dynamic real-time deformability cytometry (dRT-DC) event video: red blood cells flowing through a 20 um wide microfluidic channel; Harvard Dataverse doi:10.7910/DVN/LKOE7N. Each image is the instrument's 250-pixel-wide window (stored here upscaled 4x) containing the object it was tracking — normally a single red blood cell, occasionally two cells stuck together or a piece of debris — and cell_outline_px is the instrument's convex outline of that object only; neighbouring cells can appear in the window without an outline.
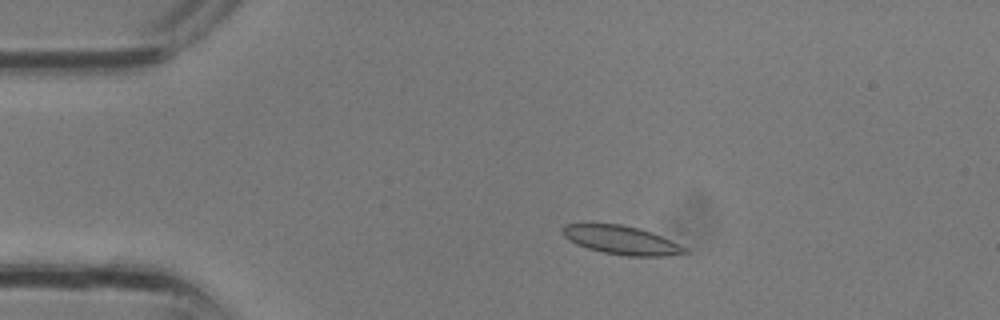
{"species": "common noctule bat (a hibernating species)", "species_latin": "Nyctalus noctula", "temperature_condition": "room temperature", "stored_images_in_passage": 23, "camera_frame_rate_fps": 3000, "um_per_image_px": 0.085, "animal": {"sex": "male", "body_mass_g": 13.3}, "frame": {"image": 1, "passage_image": 6, "time_ms": 1.667, "image_size_px": [1000, 320], "cell_outline_px": [[692, 252], [668, 256], [628, 256], [604, 252], [588, 248], [576, 244], [568, 240], [564, 236], [560, 228], [564, 224], [620, 224], [640, 228], [652, 232], [688, 248]], "centroid_in_image_um": [52.84, 20.41], "position_along_channel_um": 32.2, "area_um2": 20.46}}
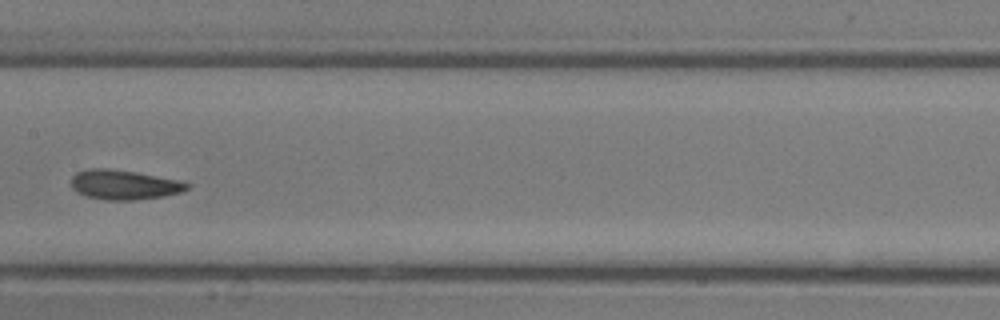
{"frame": {"image": 2, "passage_image": 16, "time_ms": 5.0, "image_size_px": [1000, 320], "cell_outline_px": [[192, 184], [188, 188], [180, 192], [164, 196], [132, 200], [104, 200], [88, 196], [76, 192], [72, 188], [72, 176], [76, 172], [88, 168], [108, 168], [136, 172], [180, 180]], "centroid_in_image_um": [10.54, 15.69], "position_along_channel_um": 196.9, "area_um2": 20.06}}
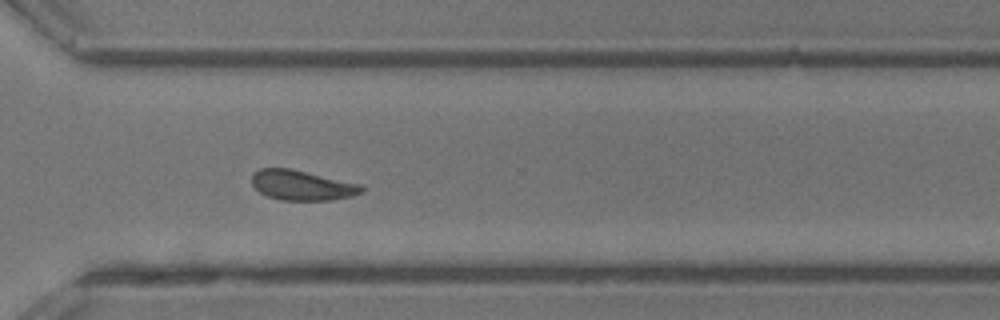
{"frame": {"image": 3, "passage_image": 23, "time_ms": 7.333, "image_size_px": [1000, 320], "cell_outline_px": [[364, 192], [352, 196], [332, 200], [280, 200], [268, 196], [260, 192], [252, 184], [252, 172], [260, 168], [288, 168], [360, 184], [364, 188]], "centroid_in_image_um": [25.66, 15.75], "position_along_channel_um": 344.9, "area_um2": 19.07}}